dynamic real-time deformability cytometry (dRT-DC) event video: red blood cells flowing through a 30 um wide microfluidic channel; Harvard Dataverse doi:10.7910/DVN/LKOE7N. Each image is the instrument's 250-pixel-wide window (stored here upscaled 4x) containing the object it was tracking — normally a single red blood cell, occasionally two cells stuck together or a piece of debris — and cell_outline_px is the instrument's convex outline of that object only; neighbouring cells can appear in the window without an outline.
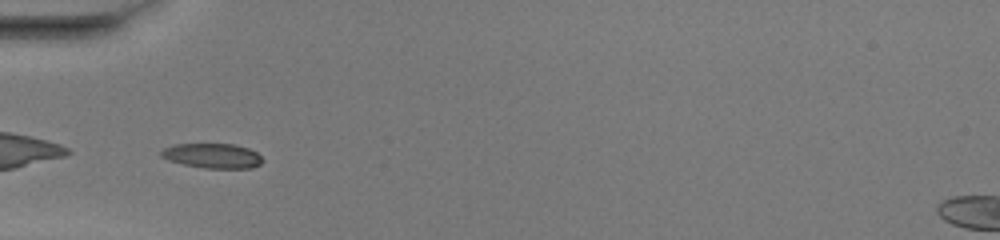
{"species": "common noctule bat (a hibernating species)", "species_latin": "Nyctalus noctula", "temperature_condition": "warm", "stored_images_in_passage": 34, "camera_frame_rate_fps": 3000, "um_per_image_px": 0.085, "animal": {"sex": "female", "body_mass_g": 20.0, "forearm_length_mm": 54.0}, "frame": {"image": 1, "passage_image": 1, "time_ms": 0.0, "image_size_px": [1000, 240], "cell_outline_px": [[264, 160], [260, 164], [252, 168], [204, 168], [184, 164], [168, 160], [160, 156], [160, 152], [164, 148], [172, 144], [236, 144], [248, 148], [256, 152]], "centroid_in_image_um": [18.06, 13.24], "position_along_channel_um": 66.9, "area_um2": 14.68}}
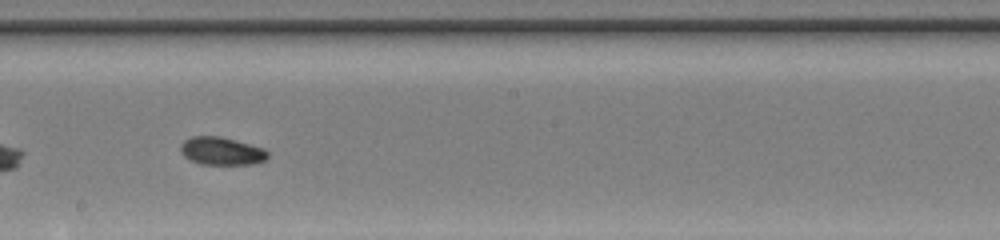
{"frame": {"image": 2, "passage_image": 13, "time_ms": 4.0, "image_size_px": [1000, 240], "cell_outline_px": [[268, 156], [264, 160], [252, 164], [200, 164], [184, 156], [180, 152], [180, 144], [184, 140], [192, 136], [220, 136], [236, 140], [264, 148], [268, 152]], "centroid_in_image_um": [18.81, 12.83], "position_along_channel_um": 229.4, "area_um2": 14.16}}
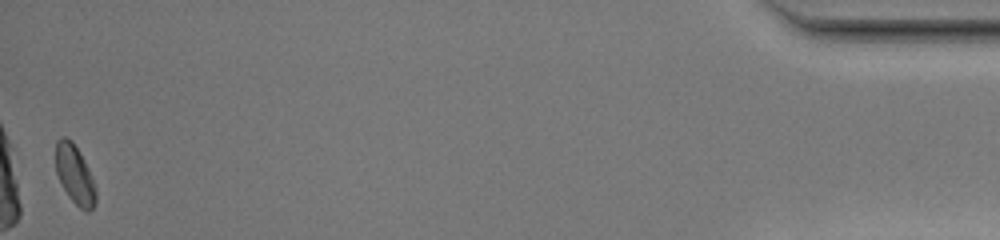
{"frame": {"image": 3, "passage_image": 34, "time_ms": 11.0, "image_size_px": [1000, 240], "cell_outline_px": [[96, 200], [92, 208], [88, 212], [84, 212], [68, 196], [56, 172], [56, 140], [60, 136], [64, 136], [72, 140], [80, 152], [92, 176], [96, 188]], "centroid_in_image_um": [6.36, 14.82], "position_along_channel_um": 428.8, "area_um2": 13.81}, "authors_computed_cell_mechanics": {"area_um2": 14.0165, "velocity_mm_per_s": 4.1093, "shape_relaxation_time_tau1_ms": 3.4536, "shape_relaxation_time_tau2_ms": 4.7231, "deformation_change_tau1": 0.1098, "deformation_change_tau2": 0.0818}}